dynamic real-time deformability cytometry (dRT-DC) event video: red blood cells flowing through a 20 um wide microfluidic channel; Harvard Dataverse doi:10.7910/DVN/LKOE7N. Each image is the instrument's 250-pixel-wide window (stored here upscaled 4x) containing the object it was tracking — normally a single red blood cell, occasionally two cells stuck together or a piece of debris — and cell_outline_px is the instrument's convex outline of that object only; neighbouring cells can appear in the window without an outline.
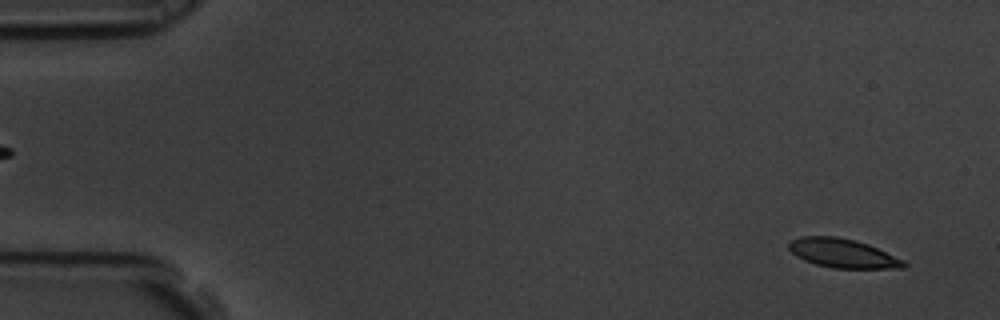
{"species": "common noctule bat (a hibernating species)", "species_latin": "Nyctalus noctula", "temperature_condition": "room temperature", "stored_images_in_passage": 59, "camera_frame_rate_fps": 3000, "um_per_image_px": 0.085, "animal": {"sex": "male", "body_mass_g": 19.5, "forearm_length_mm": 54.6}, "frame": {"image": 1, "passage_image": 3, "time_ms": 0.667, "image_size_px": [1000, 320], "cell_outline_px": [[908, 264], [904, 268], [832, 268], [816, 264], [804, 260], [796, 256], [788, 248], [788, 240], [800, 236], [836, 236], [856, 240], [868, 244], [904, 260]], "centroid_in_image_um": [71.6, 21.51], "position_along_channel_um": 13.4, "area_um2": 19.54}}
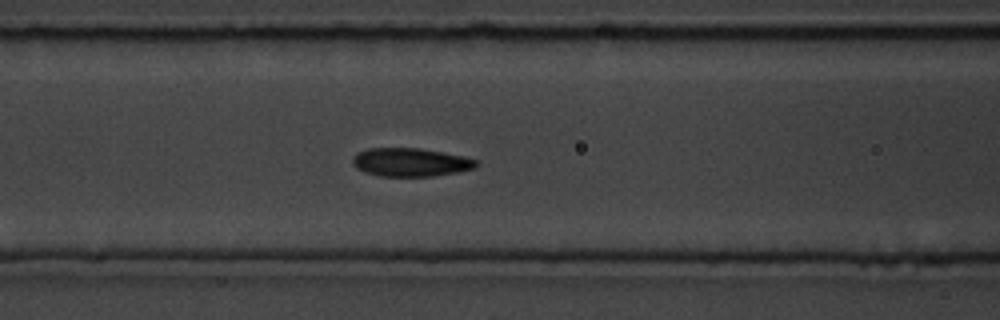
{"frame": {"image": 2, "passage_image": 24, "time_ms": 7.667, "image_size_px": [1000, 320], "cell_outline_px": [[480, 164], [476, 168], [456, 172], [432, 176], [380, 176], [364, 172], [356, 168], [352, 164], [352, 156], [356, 152], [368, 148], [420, 148], [464, 156], [476, 160]], "centroid_in_image_um": [34.87, 13.78], "position_along_channel_um": 131.7, "area_um2": 20.63}}
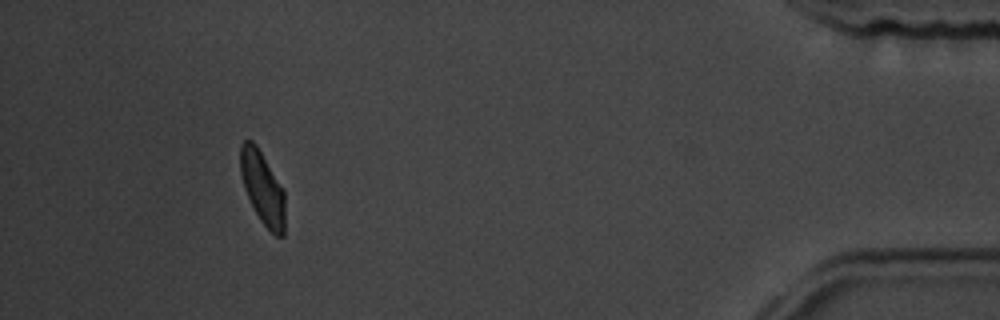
{"frame": {"image": 3, "passage_image": 54, "time_ms": 17.667, "image_size_px": [1000, 320], "cell_outline_px": [[284, 236], [276, 236], [260, 220], [244, 188], [240, 172], [240, 144], [244, 140], [252, 140], [256, 144], [284, 188]], "centroid_in_image_um": [22.32, 15.93], "position_along_channel_um": 412.9, "area_um2": 18.9}, "authors_computed_cell_mechanics": {"area_um2": 19.9988, "velocity_mm_per_s": 3.44, "shape_relaxation_time_tau1_ms": 3.9292, "shape_relaxation_time_tau2_ms": 1.4819, "deformation_change_tau1": 0.1431, "deformation_change_tau2": 0.0677}}